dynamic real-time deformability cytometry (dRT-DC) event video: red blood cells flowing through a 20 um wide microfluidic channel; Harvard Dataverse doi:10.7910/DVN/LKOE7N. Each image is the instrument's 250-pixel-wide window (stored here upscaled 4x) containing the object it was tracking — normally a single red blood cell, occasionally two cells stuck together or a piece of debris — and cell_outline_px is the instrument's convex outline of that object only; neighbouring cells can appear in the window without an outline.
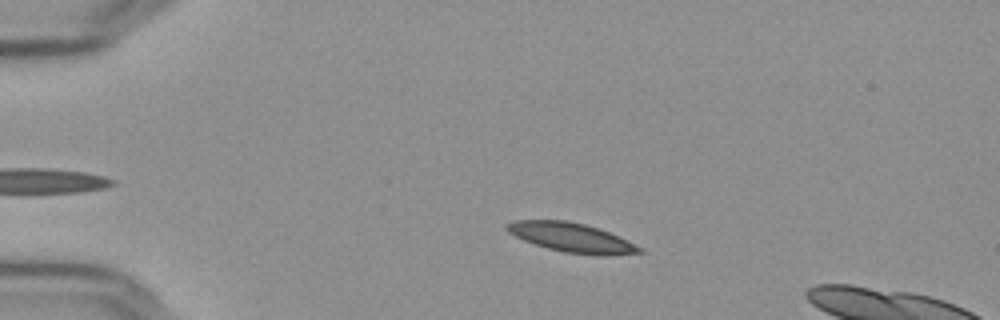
{"species": "Egyptian fruit bat (a non-hibernating species)", "species_latin": "Rousettus aegyptiacus", "temperature_condition": "cold", "stored_images_in_passage": 47, "camera_frame_rate_fps": 3000, "um_per_image_px": 0.085, "frame": {"image": 1, "passage_image": 10, "time_ms": 3.0, "image_size_px": [1000, 320], "cell_outline_px": [[644, 252], [564, 252], [548, 248], [524, 240], [508, 232], [504, 228], [504, 224], [516, 220], [568, 220], [584, 224], [608, 232], [644, 248]], "centroid_in_image_um": [48.41, 20.11], "position_along_channel_um": 36.6, "area_um2": 21.27}}
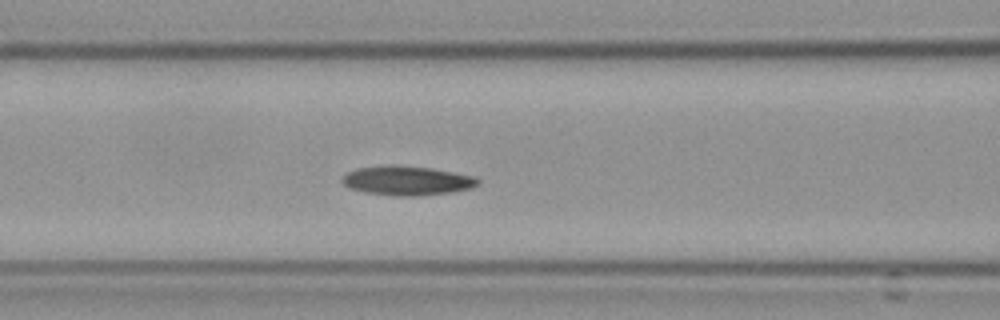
{"frame": {"image": 2, "passage_image": 22, "time_ms": 7.0, "image_size_px": [1000, 320], "cell_outline_px": [[480, 184], [472, 188], [452, 192], [412, 196], [396, 196], [364, 192], [348, 188], [340, 180], [348, 172], [360, 168], [432, 168], [476, 176], [480, 180]], "centroid_in_image_um": [34.68, 15.4], "position_along_channel_um": 131.9, "area_um2": 22.25}}
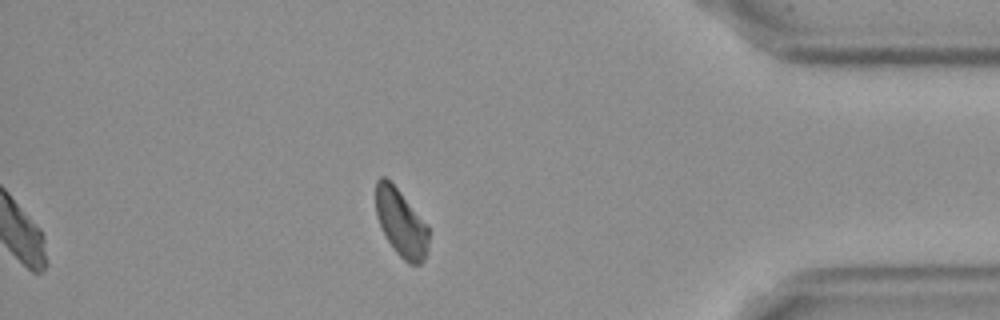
{"frame": {"image": 3, "passage_image": 47, "time_ms": 15.333, "image_size_px": [1000, 320], "cell_outline_px": [[428, 244], [424, 260], [420, 264], [408, 264], [392, 248], [376, 216], [376, 180], [380, 176], [384, 176], [400, 192], [428, 224]], "centroid_in_image_um": [34.09, 18.95], "position_along_channel_um": 401.1, "area_um2": 20.58}, "authors_computed_cell_mechanics": {"area_um2": 22.1374, "velocity_mm_per_s": 3.6137, "shape_relaxation_time_tau1_ms": null, "shape_relaxation_time_tau2_ms": 9.0807, "deformation_change_tau1": null, "deformation_change_tau2": 0.1579}}